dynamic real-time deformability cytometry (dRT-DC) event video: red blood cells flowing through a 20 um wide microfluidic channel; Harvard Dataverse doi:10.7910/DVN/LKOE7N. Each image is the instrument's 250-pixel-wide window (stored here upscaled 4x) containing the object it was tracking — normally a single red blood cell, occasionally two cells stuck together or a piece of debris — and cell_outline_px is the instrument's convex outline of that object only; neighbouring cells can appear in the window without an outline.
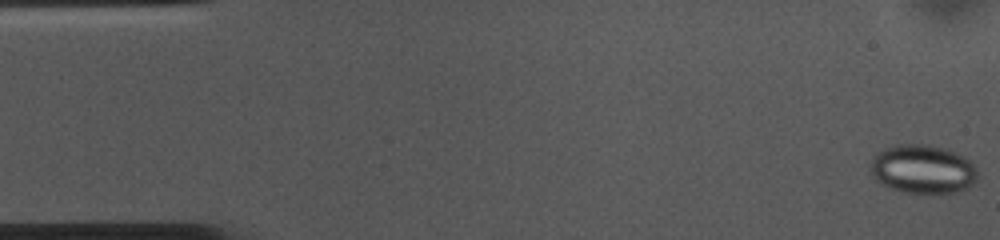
{"species": "common noctule bat (a hibernating species)", "species_latin": "Nyctalus noctula", "temperature_condition": "cold", "stored_images_in_passage": 54, "camera_frame_rate_fps": 3000, "um_per_image_px": 0.085, "animal": {"sex": "female", "body_mass_g": 10.0, "forearm_length_mm": 53.1}, "frame": {"image": 1, "passage_image": 1, "time_ms": 0.0, "image_size_px": [1000, 240], "cell_outline_px": [[976, 180], [968, 188], [960, 192], [900, 192], [880, 184], [872, 176], [868, 168], [872, 160], [880, 152], [888, 148], [900, 144], [924, 144], [944, 148], [964, 156], [976, 168]], "centroid_in_image_um": [78.41, 14.39], "position_along_channel_um": 6.6, "area_um2": 30.23}}
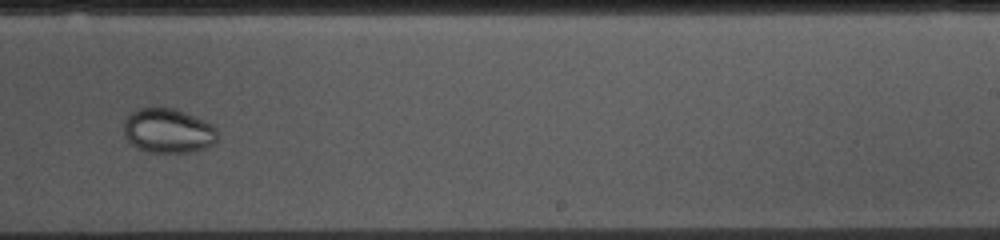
{"frame": {"image": 2, "passage_image": 33, "time_ms": 10.667, "image_size_px": [1000, 240], "cell_outline_px": [[216, 140], [212, 144], [204, 148], [192, 152], [148, 152], [136, 148], [124, 136], [124, 120], [136, 108], [176, 108], [212, 124], [216, 128]], "centroid_in_image_um": [14.26, 11.11], "position_along_channel_um": 274.7, "area_um2": 24.28}}
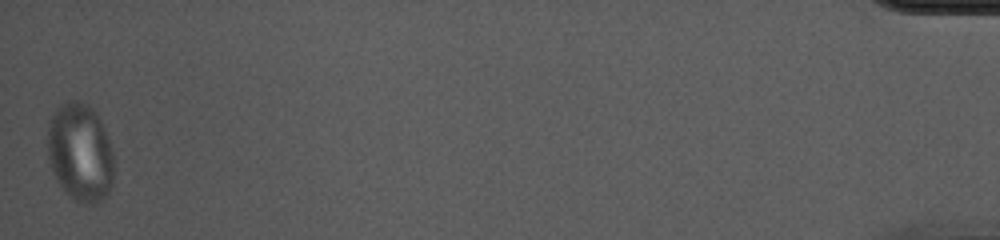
{"frame": {"image": 3, "passage_image": 54, "time_ms": 17.667, "image_size_px": [1000, 240], "cell_outline_px": [[112, 188], [108, 196], [100, 200], [84, 204], [76, 200], [60, 184], [48, 160], [48, 124], [56, 108], [68, 100], [76, 100], [88, 104], [96, 112], [104, 128], [112, 152]], "centroid_in_image_um": [6.82, 12.91], "position_along_channel_um": 428.4, "area_um2": 37.51}, "authors_computed_cell_mechanics": {"area_um2": 28.4954, "velocity_mm_per_s": 3.6097, "shape_relaxation_time_tau1_ms": null, "shape_relaxation_time_tau2_ms": 1.6542, "deformation_change_tau1": null, "deformation_change_tau2": 0.016}}